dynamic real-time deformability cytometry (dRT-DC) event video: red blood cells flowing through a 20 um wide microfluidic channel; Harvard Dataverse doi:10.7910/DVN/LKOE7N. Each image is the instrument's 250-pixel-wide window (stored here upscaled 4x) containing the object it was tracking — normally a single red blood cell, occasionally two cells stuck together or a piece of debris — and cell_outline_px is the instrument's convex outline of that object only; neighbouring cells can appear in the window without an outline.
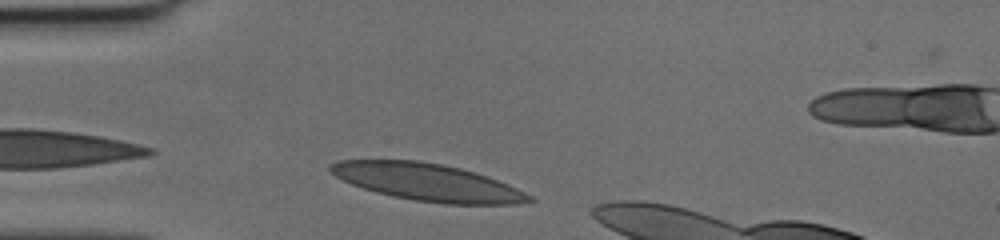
{"species": "human", "species_latin": "Homo sapiens", "temperature_condition": "cold", "stored_images_in_passage": 26, "camera_frame_rate_fps": 3000, "um_per_image_px": 0.085, "donor": {"sex": "female"}, "frame": {"image": 1, "passage_image": 1, "time_ms": 0.0, "image_size_px": [1000, 240], "cell_outline_px": [[536, 200], [516, 204], [444, 204], [416, 200], [392, 196], [376, 192], [352, 184], [336, 176], [328, 168], [328, 164], [340, 160], [416, 160], [440, 164], [460, 168], [496, 180], [516, 188], [532, 196]], "centroid_in_image_um": [36.31, 15.49], "position_along_channel_um": 48.7, "area_um2": 42.54}}
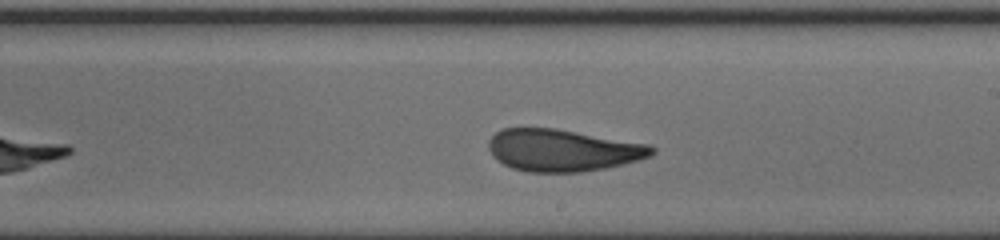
{"frame": {"image": 2, "passage_image": 16, "time_ms": 5.0, "image_size_px": [1000, 240], "cell_outline_px": [[656, 152], [652, 156], [624, 164], [604, 168], [580, 172], [528, 172], [512, 168], [496, 160], [492, 156], [488, 148], [488, 140], [496, 132], [504, 128], [556, 128], [648, 144], [656, 148]], "centroid_in_image_um": [47.83, 12.77], "position_along_channel_um": 241.2, "area_um2": 40.17}}
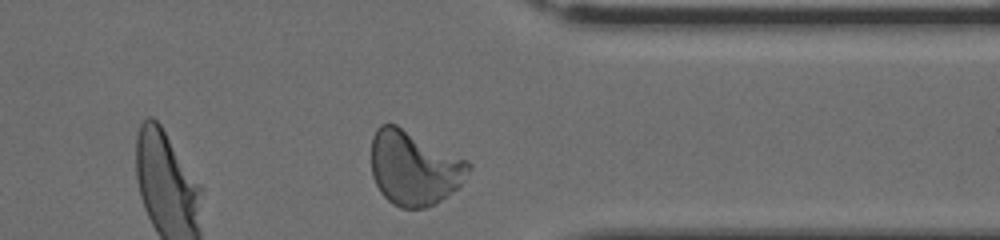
{"frame": {"image": 3, "passage_image": 26, "time_ms": 8.333, "image_size_px": [1000, 240], "cell_outline_px": [[472, 168], [460, 184], [448, 196], [424, 208], [400, 208], [392, 204], [380, 192], [372, 176], [372, 136], [376, 128], [380, 124], [396, 124], [468, 160], [472, 164]], "centroid_in_image_um": [35.19, 14.27], "position_along_channel_um": 376.2, "area_um2": 42.19}}